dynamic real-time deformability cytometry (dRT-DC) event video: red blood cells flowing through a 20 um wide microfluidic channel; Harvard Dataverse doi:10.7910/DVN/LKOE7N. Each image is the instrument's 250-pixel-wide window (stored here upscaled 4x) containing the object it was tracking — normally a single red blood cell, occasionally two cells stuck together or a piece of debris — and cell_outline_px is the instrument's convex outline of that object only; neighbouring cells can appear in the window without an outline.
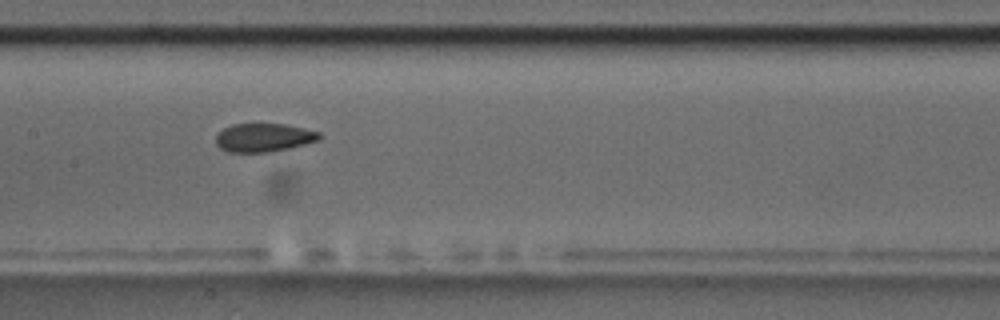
{"species": "common noctule bat (a hibernating species)", "species_latin": "Nyctalus noctula", "temperature_condition": "room temperature", "stored_images_in_passage": 10, "camera_frame_rate_fps": 3000, "um_per_image_px": 0.085, "animal": {"sex": "male", "body_mass_g": 17.5, "forearm_length_mm": 52.3}, "frame": {"image": 1, "passage_image": 9, "time_ms": 9.0, "image_size_px": [1000, 320], "cell_outline_px": [[320, 140], [288, 148], [268, 152], [228, 152], [220, 148], [216, 144], [216, 136], [224, 128], [232, 124], [284, 124], [304, 128], [320, 132]], "centroid_in_image_um": [22.41, 11.69], "position_along_channel_um": 185.0, "area_um2": 17.05}}
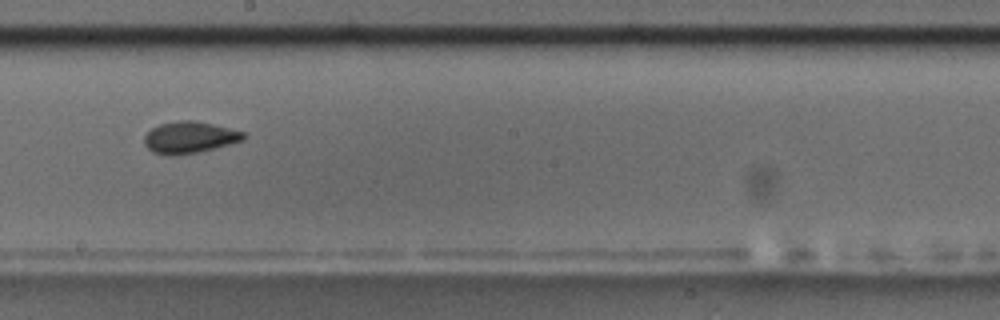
{"frame": {"image": 2, "passage_image": 10, "time_ms": 10.333, "image_size_px": [1000, 320], "cell_outline_px": [[248, 136], [244, 140], [196, 152], [152, 152], [144, 144], [144, 136], [152, 128], [160, 124], [180, 120], [196, 120], [244, 132]], "centroid_in_image_um": [16.14, 11.62], "position_along_channel_um": 232.1, "area_um2": 17.51}}